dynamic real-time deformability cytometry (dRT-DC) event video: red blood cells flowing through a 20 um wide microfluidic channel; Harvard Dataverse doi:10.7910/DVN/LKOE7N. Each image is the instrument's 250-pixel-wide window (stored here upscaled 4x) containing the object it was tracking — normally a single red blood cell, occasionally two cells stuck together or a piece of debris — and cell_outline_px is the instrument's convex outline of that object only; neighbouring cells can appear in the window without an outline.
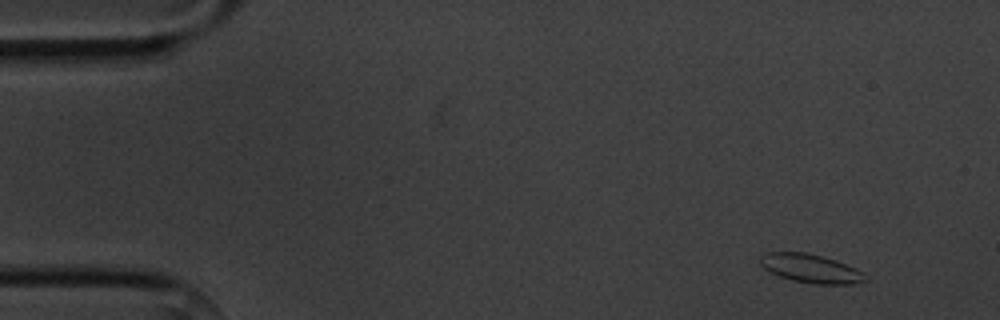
{"species": "common noctule bat (a hibernating species)", "species_latin": "Nyctalus noctula", "temperature_condition": "cold", "stored_images_in_passage": 9, "camera_frame_rate_fps": 3000, "um_per_image_px": 0.085, "animal": {"sex": "male", "body_mass_g": 20.1, "forearm_length_mm": 53.5}, "frame": {"image": 1, "passage_image": 1, "time_ms": 0.0, "image_size_px": [1000, 320], "cell_outline_px": [[868, 280], [852, 284], [816, 284], [792, 280], [780, 276], [764, 268], [760, 264], [760, 256], [768, 252], [804, 252], [836, 260], [868, 276]], "centroid_in_image_um": [68.89, 22.82], "position_along_channel_um": 16.1, "area_um2": 17.22}}
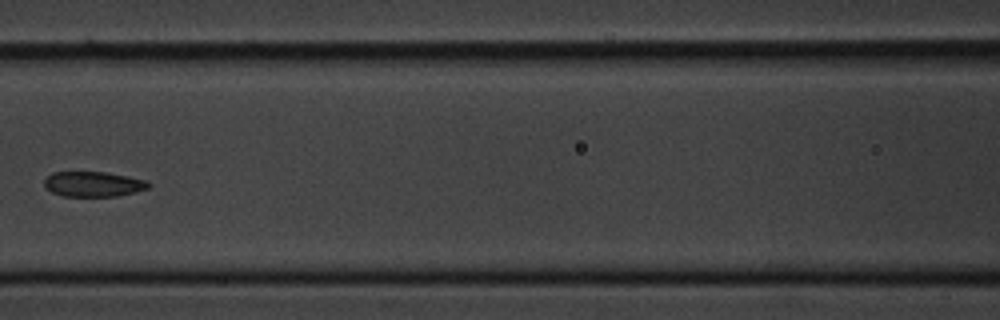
{"frame": {"image": 2, "passage_image": 6, "time_ms": 6.667, "image_size_px": [1000, 320], "cell_outline_px": [[152, 184], [148, 188], [136, 192], [116, 196], [64, 196], [52, 192], [44, 184], [44, 180], [52, 172], [104, 172], [128, 176], [148, 180]], "centroid_in_image_um": [7.98, 15.64], "position_along_channel_um": 158.6, "area_um2": 15.26}}
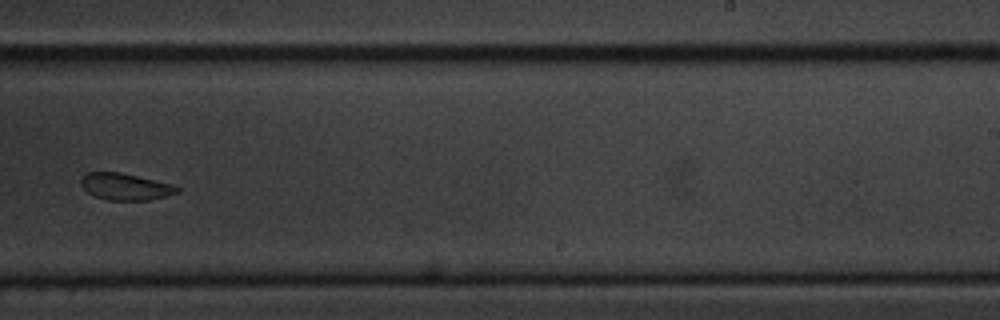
{"frame": {"image": 3, "passage_image": 9, "time_ms": 10.0, "image_size_px": [1000, 320], "cell_outline_px": [[180, 192], [148, 200], [108, 200], [92, 196], [80, 184], [80, 180], [88, 172], [120, 172], [172, 184], [180, 188]], "centroid_in_image_um": [10.64, 15.87], "position_along_channel_um": 278.4, "area_um2": 14.91}}